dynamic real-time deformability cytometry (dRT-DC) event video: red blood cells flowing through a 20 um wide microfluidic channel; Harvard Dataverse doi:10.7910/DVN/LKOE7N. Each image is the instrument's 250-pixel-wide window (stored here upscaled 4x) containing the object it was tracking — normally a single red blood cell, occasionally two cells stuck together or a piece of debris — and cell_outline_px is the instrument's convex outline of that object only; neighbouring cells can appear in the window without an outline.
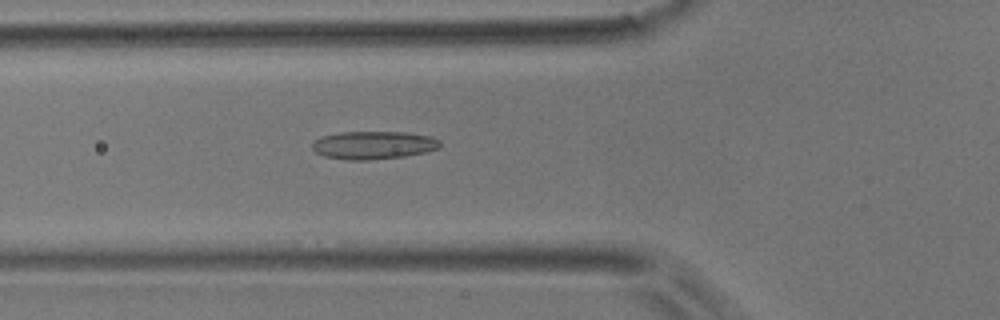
{"species": "common noctule bat (a hibernating species)", "species_latin": "Nyctalus noctula", "temperature_condition": "room temperature", "stored_images_in_passage": 30, "camera_frame_rate_fps": 3000, "um_per_image_px": 0.085, "animal": {"sex": "male", "body_mass_g": 17.9}, "frame": {"image": 1, "passage_image": 16, "time_ms": 5.0, "image_size_px": [1000, 320], "cell_outline_px": [[440, 148], [428, 152], [404, 156], [368, 160], [348, 160], [324, 156], [316, 152], [312, 148], [312, 140], [320, 136], [340, 132], [408, 132], [432, 136], [440, 140]], "centroid_in_image_um": [31.75, 12.33], "position_along_channel_um": 94.0, "area_um2": 21.15}}
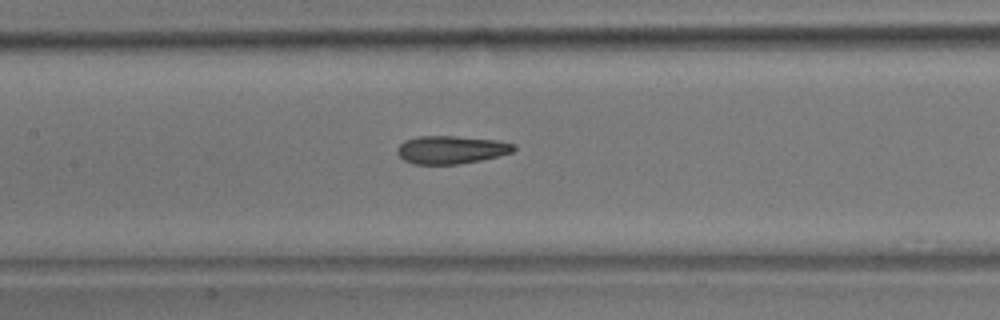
{"frame": {"image": 2, "passage_image": 22, "time_ms": 7.0, "image_size_px": [1000, 320], "cell_outline_px": [[516, 148], [512, 152], [500, 156], [480, 160], [456, 164], [412, 164], [404, 160], [396, 152], [396, 148], [404, 140], [416, 136], [456, 136], [500, 140], [516, 144]], "centroid_in_image_um": [38.35, 12.71], "position_along_channel_um": 169.0, "area_um2": 19.25}}
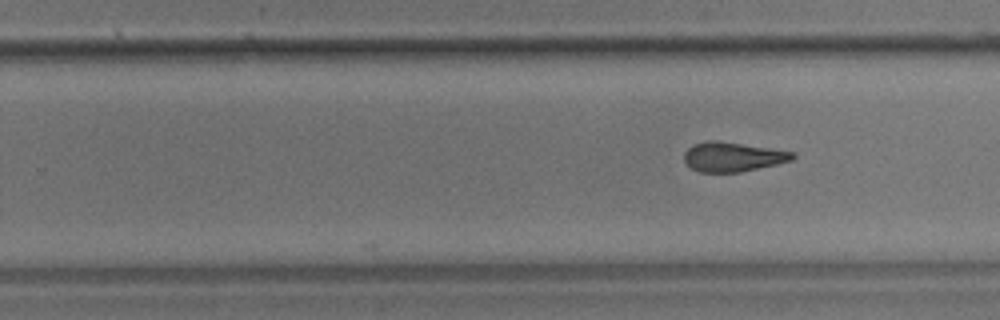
{"frame": {"image": 3, "passage_image": 30, "time_ms": 9.667, "image_size_px": [1000, 320], "cell_outline_px": [[796, 156], [792, 160], [776, 164], [740, 172], [700, 172], [692, 168], [684, 160], [684, 152], [692, 144], [708, 140], [716, 140], [768, 148], [792, 152]], "centroid_in_image_um": [62.24, 13.33], "position_along_channel_um": 267.6, "area_um2": 18.38}}